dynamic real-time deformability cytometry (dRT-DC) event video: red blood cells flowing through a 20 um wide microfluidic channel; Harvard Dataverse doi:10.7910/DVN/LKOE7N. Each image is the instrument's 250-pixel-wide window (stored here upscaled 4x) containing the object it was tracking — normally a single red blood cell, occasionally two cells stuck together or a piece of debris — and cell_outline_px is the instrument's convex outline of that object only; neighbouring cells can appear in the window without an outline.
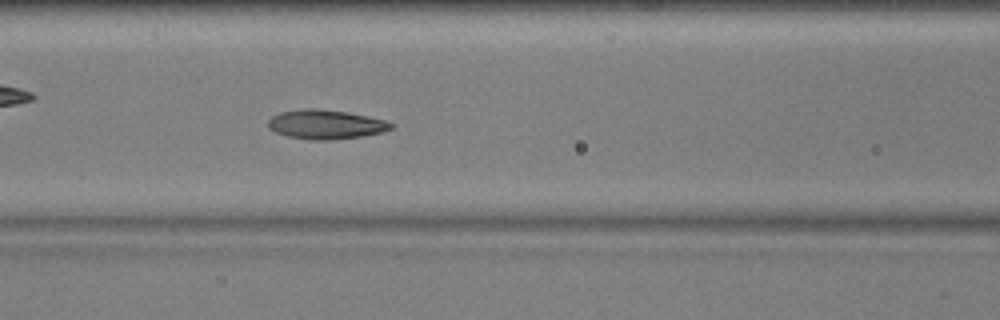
{"species": "common noctule bat (a hibernating species)", "species_latin": "Nyctalus noctula", "temperature_condition": "warm", "stored_images_in_passage": 44, "camera_frame_rate_fps": 3000, "um_per_image_px": 0.085, "animal": {"sex": "male", "body_mass_g": 17.9, "forearm_length_mm": 54.2}, "frame": {"image": 1, "passage_image": 14, "time_ms": 4.333, "image_size_px": [1000, 320], "cell_outline_px": [[392, 128], [384, 132], [360, 136], [332, 140], [308, 140], [288, 136], [276, 132], [268, 128], [268, 120], [272, 116], [280, 112], [304, 108], [316, 108], [348, 112], [368, 116], [384, 120], [392, 124]], "centroid_in_image_um": [27.66, 10.57], "position_along_channel_um": 138.9, "area_um2": 20.98}}
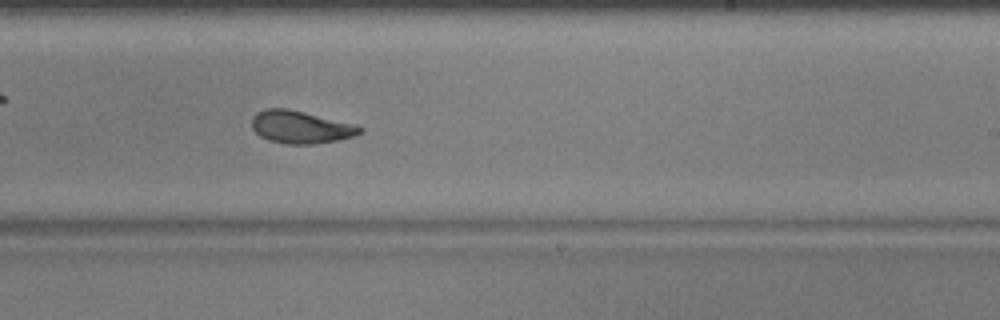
{"frame": {"image": 2, "passage_image": 24, "time_ms": 7.667, "image_size_px": [1000, 320], "cell_outline_px": [[364, 132], [356, 136], [336, 140], [312, 144], [288, 144], [268, 140], [260, 136], [252, 128], [252, 116], [256, 112], [264, 108], [288, 108], [352, 124], [364, 128]], "centroid_in_image_um": [25.53, 10.8], "position_along_channel_um": 263.5, "area_um2": 20.46}}
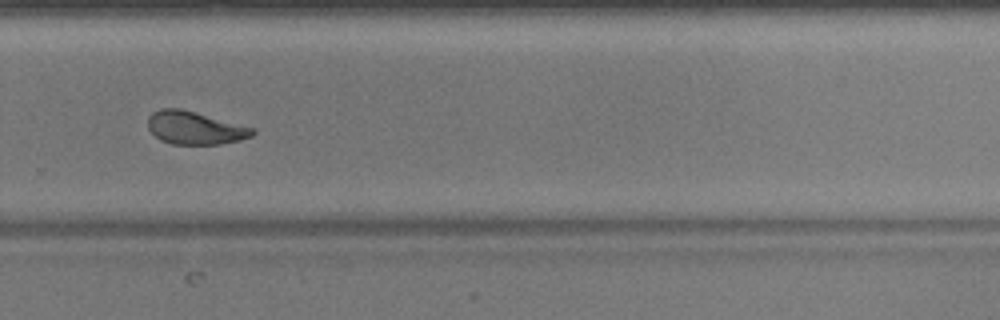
{"frame": {"image": 3, "passage_image": 28, "time_ms": 9.0, "image_size_px": [1000, 320], "cell_outline_px": [[256, 132], [252, 136], [240, 140], [220, 144], [172, 144], [160, 140], [148, 128], [148, 116], [152, 112], [160, 108], [180, 108], [196, 112], [256, 128]], "centroid_in_image_um": [16.58, 10.86], "position_along_channel_um": 313.2, "area_um2": 20.23}, "authors_computed_cell_mechanics": {"area_um2": 20.808, "velocity_mm_per_s": 3.7457, "shape_relaxation_time_tau1_ms": 2.878, "shape_relaxation_time_tau2_ms": 1.7719, "deformation_change_tau1": 0.1671, "deformation_change_tau2": 0.0864}}